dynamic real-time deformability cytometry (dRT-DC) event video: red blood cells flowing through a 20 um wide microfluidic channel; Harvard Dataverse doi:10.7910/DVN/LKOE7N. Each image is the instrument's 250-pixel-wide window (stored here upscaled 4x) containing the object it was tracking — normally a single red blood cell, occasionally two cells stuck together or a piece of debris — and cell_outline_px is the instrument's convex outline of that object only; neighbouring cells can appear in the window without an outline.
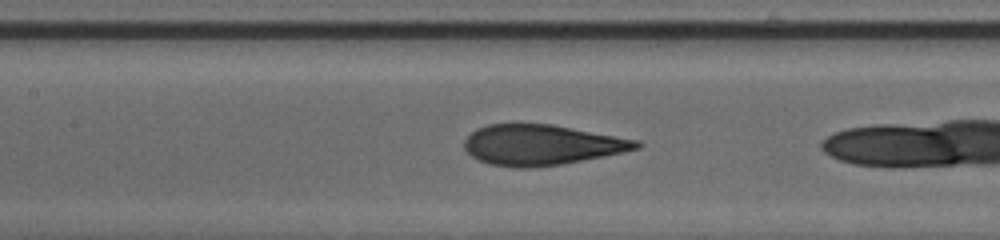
{"species": "human", "species_latin": "Homo sapiens", "temperature_condition": "cold", "stored_images_in_passage": 25, "camera_frame_rate_fps": 3000, "um_per_image_px": 0.085, "donor": {"sex": "male"}, "frame": {"image": 1, "passage_image": 24, "time_ms": 7.667, "image_size_px": [1000, 240], "cell_outline_px": [[644, 144], [640, 148], [560, 164], [528, 168], [520, 168], [488, 164], [472, 156], [464, 148], [464, 140], [476, 128], [488, 124], [552, 124], [640, 140]], "centroid_in_image_um": [46.02, 12.3], "position_along_channel_um": 161.4, "area_um2": 40.23}}